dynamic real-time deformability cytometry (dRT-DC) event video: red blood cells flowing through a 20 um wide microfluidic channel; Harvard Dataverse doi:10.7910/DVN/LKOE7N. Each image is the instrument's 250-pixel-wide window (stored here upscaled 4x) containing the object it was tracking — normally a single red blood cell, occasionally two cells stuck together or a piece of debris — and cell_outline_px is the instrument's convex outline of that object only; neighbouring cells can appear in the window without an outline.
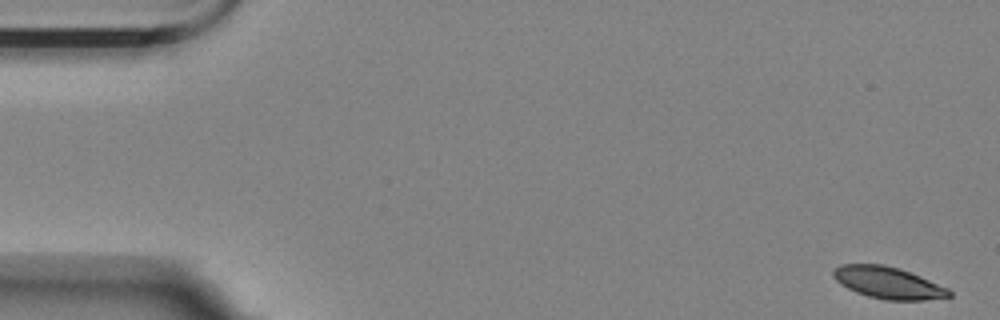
{"species": "Egyptian fruit bat (a non-hibernating species)", "species_latin": "Rousettus aegyptiacus", "temperature_condition": "room temperature", "stored_images_in_passage": 42, "camera_frame_rate_fps": 3000, "um_per_image_px": 0.085, "animal": {"sex": "female"}, "frame": {"image": 1, "passage_image": 1, "time_ms": 0.0, "image_size_px": [1000, 320], "cell_outline_px": [[952, 296], [924, 300], [884, 300], [868, 296], [856, 292], [840, 284], [832, 276], [832, 272], [840, 264], [884, 264], [920, 276], [948, 288], [952, 292]], "centroid_in_image_um": [75.47, 24.04], "position_along_channel_um": 9.5, "area_um2": 21.33}}
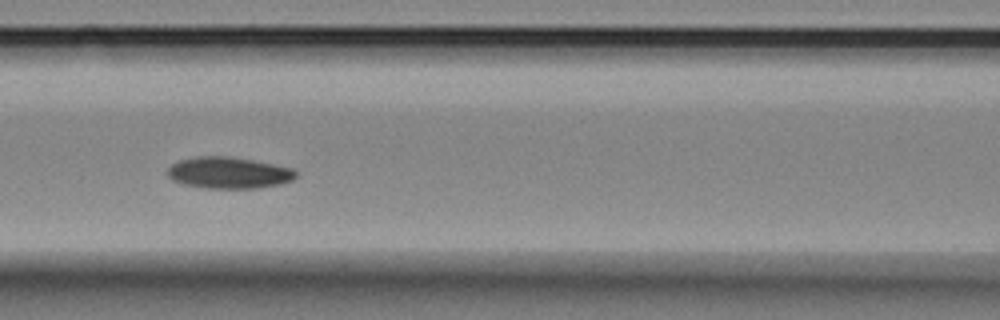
{"frame": {"image": 2, "passage_image": 24, "time_ms": 7.667, "image_size_px": [1000, 320], "cell_outline_px": [[296, 176], [292, 180], [280, 184], [260, 188], [204, 188], [184, 184], [172, 180], [168, 176], [168, 168], [172, 164], [180, 160], [196, 156], [228, 156], [252, 160], [292, 168], [296, 172]], "centroid_in_image_um": [19.43, 14.69], "position_along_channel_um": 147.2, "area_um2": 23.47}}
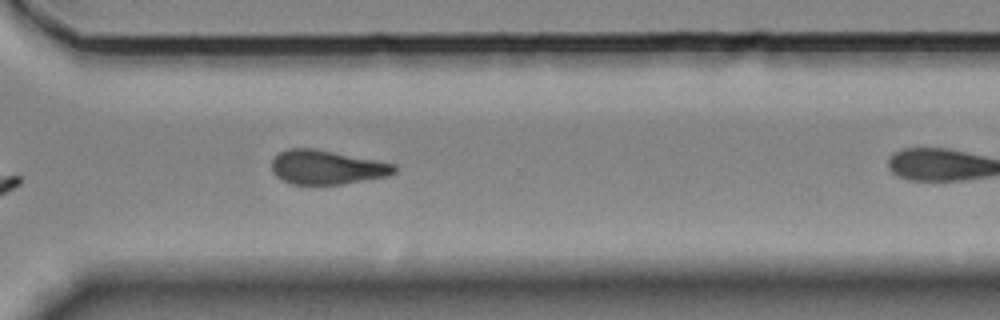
{"frame": {"image": 3, "passage_image": 41, "time_ms": 13.333, "image_size_px": [1000, 320], "cell_outline_px": [[396, 172], [388, 176], [340, 184], [292, 184], [276, 176], [272, 172], [272, 160], [280, 152], [288, 148], [316, 148], [396, 164]], "centroid_in_image_um": [27.78, 14.21], "position_along_channel_um": 342.8, "area_um2": 24.33}}